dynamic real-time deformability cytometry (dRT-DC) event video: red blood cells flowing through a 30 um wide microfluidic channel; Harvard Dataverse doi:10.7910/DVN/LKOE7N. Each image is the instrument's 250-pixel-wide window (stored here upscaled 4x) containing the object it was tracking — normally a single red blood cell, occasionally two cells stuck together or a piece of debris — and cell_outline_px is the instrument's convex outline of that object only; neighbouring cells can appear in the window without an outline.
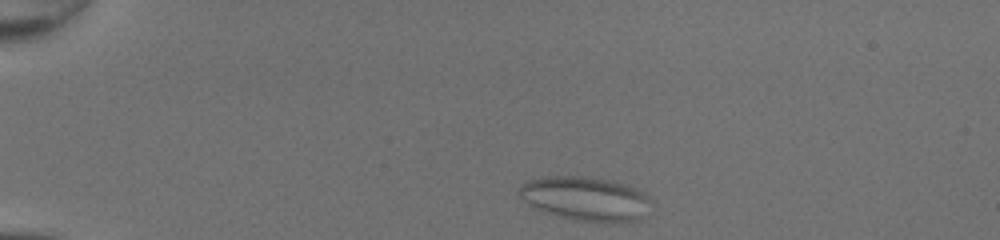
{"species": "common noctule bat (a hibernating species)", "species_latin": "Nyctalus noctula", "temperature_condition": "room temperature", "stored_images_in_passage": 40, "camera_frame_rate_fps": 3000, "um_per_image_px": 0.085, "animal": {"sex": "female", "body_mass_g": 20.0, "forearm_length_mm": 54.0}, "frame": {"image": 1, "passage_image": 1, "time_ms": 0.0, "image_size_px": [1000, 240], "cell_outline_px": [[652, 200], [640, 220], [576, 220], [560, 216], [536, 208], [528, 204], [516, 192], [520, 184], [528, 180], [548, 176], [588, 176], [628, 184], [648, 192]], "centroid_in_image_um": [49.77, 16.83], "position_along_channel_um": 35.2, "area_um2": 33.58}}
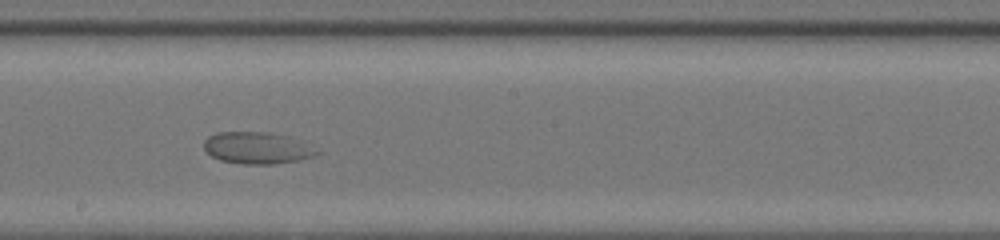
{"frame": {"image": 2, "passage_image": 20, "time_ms": 6.333, "image_size_px": [1000, 240], "cell_outline_px": [[320, 152], [316, 156], [296, 160], [272, 164], [244, 164], [220, 160], [212, 156], [204, 148], [204, 140], [208, 136], [216, 132], [268, 132], [288, 136], [300, 140]], "centroid_in_image_um": [21.84, 12.57], "position_along_channel_um": 226.4, "area_um2": 20.81}}
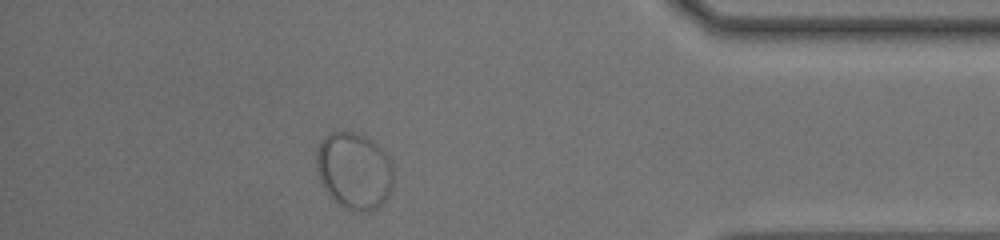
{"frame": {"image": 3, "passage_image": 35, "time_ms": 11.333, "image_size_px": [1000, 240], "cell_outline_px": [[392, 192], [384, 204], [372, 212], [352, 212], [336, 204], [328, 196], [320, 180], [316, 168], [316, 152], [320, 140], [328, 132], [360, 132], [372, 140], [388, 156], [392, 164]], "centroid_in_image_um": [30.1, 14.55], "position_along_channel_um": 405.1, "area_um2": 35.49}}